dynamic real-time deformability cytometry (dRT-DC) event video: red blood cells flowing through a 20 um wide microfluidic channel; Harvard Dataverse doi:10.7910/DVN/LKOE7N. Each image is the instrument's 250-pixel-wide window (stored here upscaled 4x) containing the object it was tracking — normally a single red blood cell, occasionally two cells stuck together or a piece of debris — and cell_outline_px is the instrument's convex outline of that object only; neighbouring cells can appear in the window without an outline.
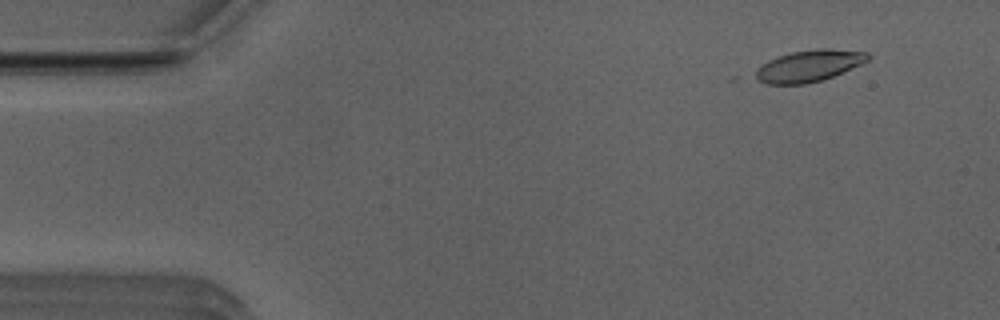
{"species": "Egyptian fruit bat (a non-hibernating species)", "species_latin": "Rousettus aegyptiacus", "temperature_condition": "room temperature", "stored_images_in_passage": 14, "camera_frame_rate_fps": 3000, "um_per_image_px": 0.085, "animal": {"sex": "male"}, "frame": {"image": 1, "passage_image": 5, "time_ms": 1.333, "image_size_px": [1000, 320], "cell_outline_px": [[872, 56], [868, 60], [860, 64], [832, 76], [820, 80], [804, 84], [768, 84], [752, 76], [756, 68], [760, 64], [768, 60], [792, 52], [816, 48], [828, 48], [868, 52]], "centroid_in_image_um": [68.73, 5.58], "position_along_channel_um": 16.3, "area_um2": 20.63}}
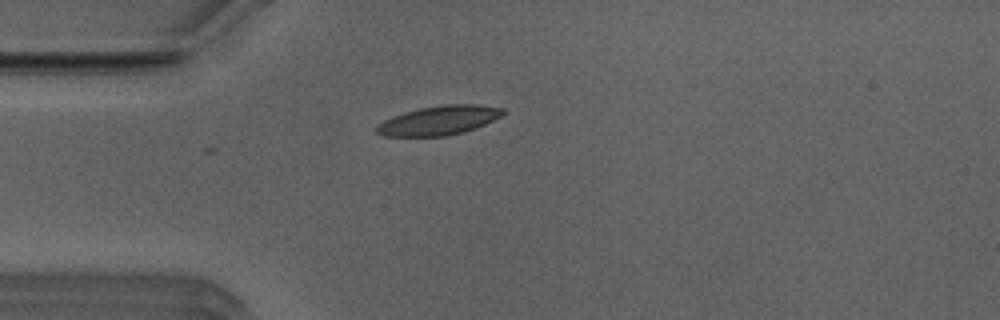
{"frame": {"image": 2, "passage_image": 14, "time_ms": 4.333, "image_size_px": [1000, 320], "cell_outline_px": [[504, 112], [500, 116], [476, 128], [464, 132], [448, 136], [384, 136], [376, 132], [376, 124], [392, 116], [404, 112], [420, 108], [444, 104], [480, 104], [504, 108]], "centroid_in_image_um": [37.29, 10.23], "position_along_channel_um": 47.7, "area_um2": 21.56}}